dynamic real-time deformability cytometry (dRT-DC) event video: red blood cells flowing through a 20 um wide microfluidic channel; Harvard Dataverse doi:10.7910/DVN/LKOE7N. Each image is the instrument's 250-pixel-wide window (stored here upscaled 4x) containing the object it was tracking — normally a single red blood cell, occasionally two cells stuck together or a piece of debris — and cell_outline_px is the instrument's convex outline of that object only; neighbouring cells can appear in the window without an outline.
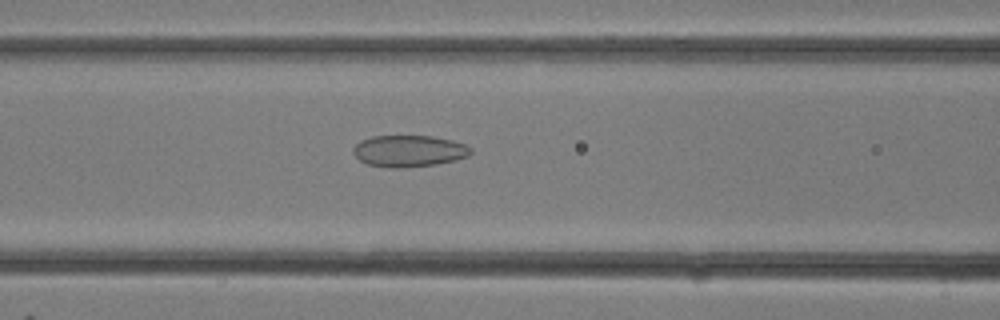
{"species": "common noctule bat (a hibernating species)", "species_latin": "Nyctalus noctula", "temperature_condition": "room temperature", "stored_images_in_passage": 27, "camera_frame_rate_fps": 3000, "um_per_image_px": 0.085, "animal": {"sex": "female"}, "frame": {"image": 1, "passage_image": 12, "time_ms": 3.667, "image_size_px": [1000, 320], "cell_outline_px": [[472, 152], [468, 156], [456, 160], [436, 164], [400, 168], [388, 168], [368, 164], [360, 160], [352, 152], [352, 148], [360, 140], [372, 136], [432, 136], [452, 140], [464, 144], [472, 148]], "centroid_in_image_um": [34.75, 12.83], "position_along_channel_um": 131.9, "area_um2": 21.73}}
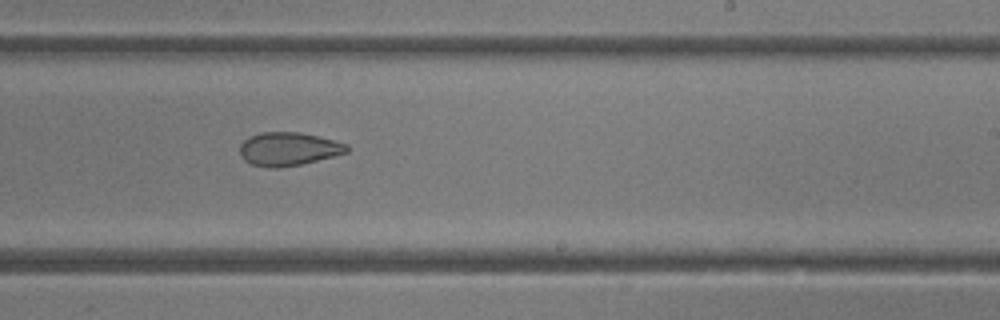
{"frame": {"image": 2, "passage_image": 18, "time_ms": 5.667, "image_size_px": [1000, 320], "cell_outline_px": [[348, 152], [300, 164], [276, 168], [268, 168], [252, 164], [244, 160], [240, 156], [240, 144], [248, 136], [260, 132], [300, 132], [348, 144]], "centroid_in_image_um": [24.46, 12.65], "position_along_channel_um": 264.5, "area_um2": 20.69}}
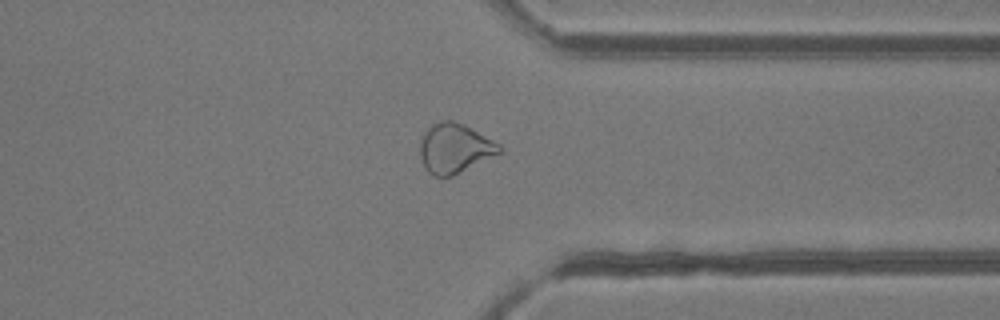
{"frame": {"image": 3, "passage_image": 23, "time_ms": 7.333, "image_size_px": [1000, 320], "cell_outline_px": [[504, 148], [500, 152], [452, 176], [436, 176], [428, 172], [424, 168], [420, 160], [420, 140], [424, 132], [432, 124], [440, 120], [452, 120], [464, 124], [500, 144]], "centroid_in_image_um": [38.61, 12.59], "position_along_channel_um": 372.8, "area_um2": 22.83}}